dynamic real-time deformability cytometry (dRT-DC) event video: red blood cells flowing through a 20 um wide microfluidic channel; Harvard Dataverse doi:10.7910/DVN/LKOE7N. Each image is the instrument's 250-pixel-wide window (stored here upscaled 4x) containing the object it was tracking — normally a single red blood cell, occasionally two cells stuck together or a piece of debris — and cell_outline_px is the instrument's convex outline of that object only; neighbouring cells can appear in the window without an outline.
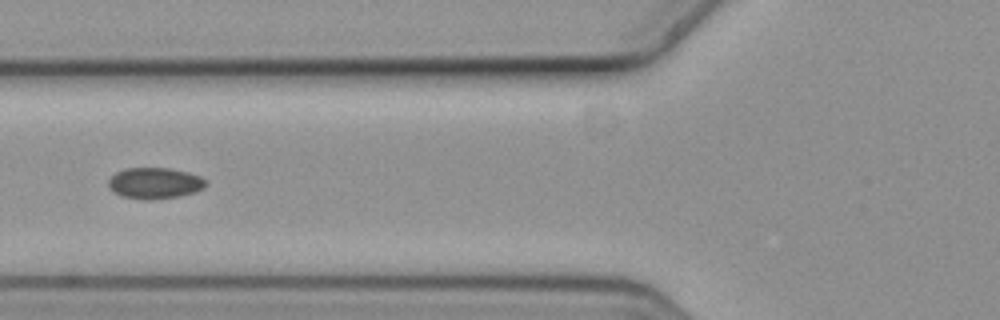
{"species": "common noctule bat (a hibernating species)", "species_latin": "Nyctalus noctula", "temperature_condition": "cold", "stored_images_in_passage": 8, "camera_frame_rate_fps": 3000, "um_per_image_px": 0.085, "animal": {"sex": "female", "body_mass_g": 19.3, "forearm_length_mm": 54.1}, "frame": {"image": 1, "passage_image": 6, "time_ms": 1.667, "image_size_px": [1000, 320], "cell_outline_px": [[208, 184], [204, 188], [196, 192], [180, 196], [152, 200], [144, 200], [120, 196], [112, 192], [108, 184], [108, 180], [116, 172], [128, 168], [168, 168], [188, 172], [200, 176]], "centroid_in_image_um": [13.15, 15.58], "position_along_channel_um": 112.6, "area_um2": 17.86}}
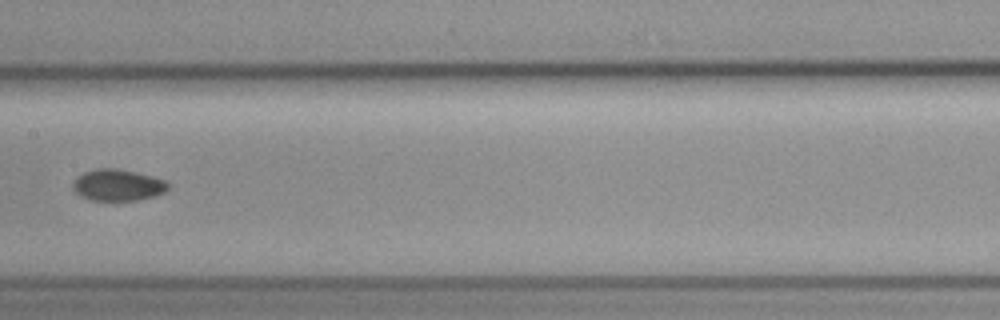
{"frame": {"image": 2, "passage_image": 8, "time_ms": 2.333, "image_size_px": [1000, 320], "cell_outline_px": [[168, 188], [164, 192], [156, 196], [136, 200], [88, 200], [80, 196], [72, 188], [72, 184], [76, 176], [84, 172], [96, 168], [116, 168], [136, 172], [152, 176], [164, 180], [168, 184]], "centroid_in_image_um": [9.97, 15.73], "position_along_channel_um": 197.4, "area_um2": 17.57}}